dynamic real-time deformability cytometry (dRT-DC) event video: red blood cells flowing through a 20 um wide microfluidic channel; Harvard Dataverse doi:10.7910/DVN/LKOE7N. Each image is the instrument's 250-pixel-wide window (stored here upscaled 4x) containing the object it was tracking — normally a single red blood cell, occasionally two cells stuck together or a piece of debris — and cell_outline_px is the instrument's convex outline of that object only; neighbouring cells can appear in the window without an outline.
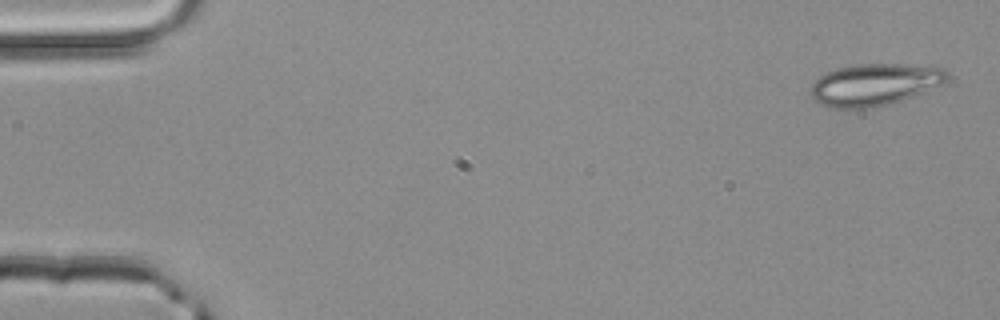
{"species": "common noctule bat (a hibernating species)", "species_latin": "Nyctalus noctula", "temperature_condition": "room temperature", "stored_images_in_passage": 4, "camera_frame_rate_fps": 3000, "um_per_image_px": 0.085, "animal": {"sex": "male", "body_mass_g": 20.4}, "frame": {"image": 1, "passage_image": 1, "time_ms": 0.0, "image_size_px": [1000, 320], "cell_outline_px": [[948, 80], [940, 84], [900, 100], [888, 104], [868, 108], [828, 108], [820, 104], [812, 96], [812, 84], [824, 72], [836, 68], [856, 64], [900, 64], [944, 68], [948, 72]], "centroid_in_image_um": [74.29, 7.18], "position_along_channel_um": 10.7, "area_um2": 32.89}}